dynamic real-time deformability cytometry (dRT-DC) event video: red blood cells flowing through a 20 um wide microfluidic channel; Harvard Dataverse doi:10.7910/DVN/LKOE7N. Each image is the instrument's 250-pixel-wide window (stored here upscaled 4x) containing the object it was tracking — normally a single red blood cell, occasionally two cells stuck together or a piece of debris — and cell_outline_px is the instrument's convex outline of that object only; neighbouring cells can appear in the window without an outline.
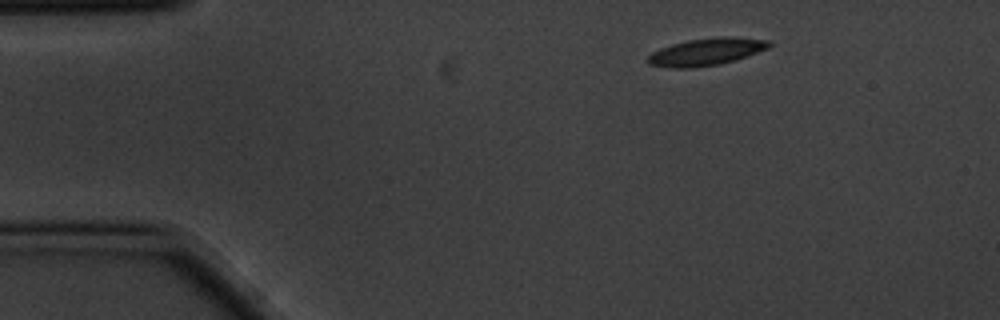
{"species": "common noctule bat (a hibernating species)", "species_latin": "Nyctalus noctula", "temperature_condition": "cold", "stored_images_in_passage": 4, "camera_frame_rate_fps": 3000, "um_per_image_px": 0.085, "animal": {"sex": "male", "body_mass_g": 20.1, "forearm_length_mm": 53.5}, "frame": {"image": 1, "passage_image": 1, "time_ms": 0.0, "image_size_px": [1000, 320], "cell_outline_px": [[772, 44], [768, 48], [720, 64], [692, 68], [668, 68], [648, 64], [644, 60], [652, 52], [660, 48], [672, 44], [688, 40], [724, 36], [732, 36], [772, 40]], "centroid_in_image_um": [59.99, 4.4], "position_along_channel_um": 25.0, "area_um2": 19.31}}
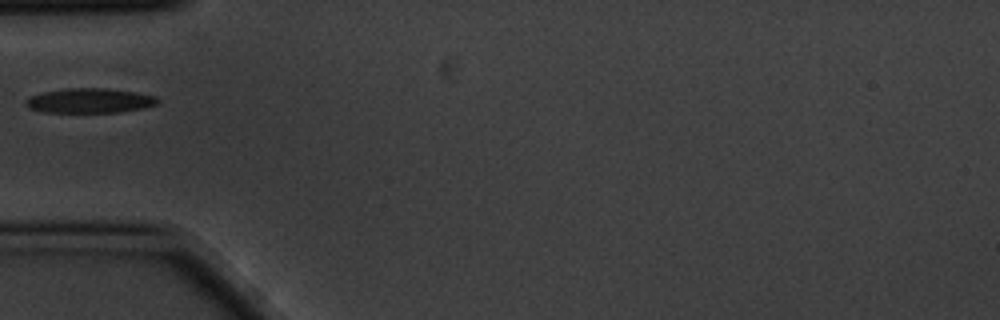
{"frame": {"image": 2, "passage_image": 4, "time_ms": 1.0, "image_size_px": [1000, 320], "cell_outline_px": [[160, 104], [144, 108], [116, 112], [44, 112], [28, 108], [24, 104], [24, 100], [32, 96], [44, 92], [68, 88], [108, 88], [136, 92], [156, 96], [160, 100]], "centroid_in_image_um": [7.66, 8.55], "position_along_channel_um": 77.3, "area_um2": 19.07}}